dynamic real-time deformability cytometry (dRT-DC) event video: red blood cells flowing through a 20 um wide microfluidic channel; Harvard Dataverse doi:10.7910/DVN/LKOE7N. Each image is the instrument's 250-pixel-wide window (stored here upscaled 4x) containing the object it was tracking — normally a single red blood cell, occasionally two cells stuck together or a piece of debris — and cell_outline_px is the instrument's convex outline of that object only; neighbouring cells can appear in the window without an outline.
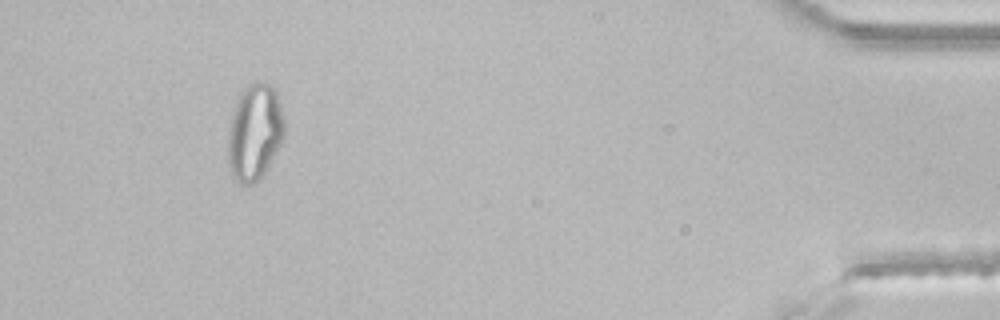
{"species": "common noctule bat (a hibernating species)", "species_latin": "Nyctalus noctula", "temperature_condition": "room temperature", "stored_images_in_passage": 46, "segment_of_instrument_passage": [2, 2], "camera_frame_rate_fps": 3000, "um_per_image_px": 0.085, "animal": {"sex": "male", "body_mass_g": 21.5, "forearm_length_mm": 52.0}, "frame": {"image": 1, "passage_image": 43, "time_ms": 14.0, "image_size_px": [1000, 320], "cell_outline_px": [[284, 136], [264, 176], [260, 180], [252, 184], [244, 184], [236, 180], [232, 176], [228, 164], [228, 132], [236, 100], [240, 92], [248, 84], [260, 80], [276, 88], [284, 116]], "centroid_in_image_um": [21.66, 11.22], "position_along_channel_um": 413.5, "area_um2": 32.14}}